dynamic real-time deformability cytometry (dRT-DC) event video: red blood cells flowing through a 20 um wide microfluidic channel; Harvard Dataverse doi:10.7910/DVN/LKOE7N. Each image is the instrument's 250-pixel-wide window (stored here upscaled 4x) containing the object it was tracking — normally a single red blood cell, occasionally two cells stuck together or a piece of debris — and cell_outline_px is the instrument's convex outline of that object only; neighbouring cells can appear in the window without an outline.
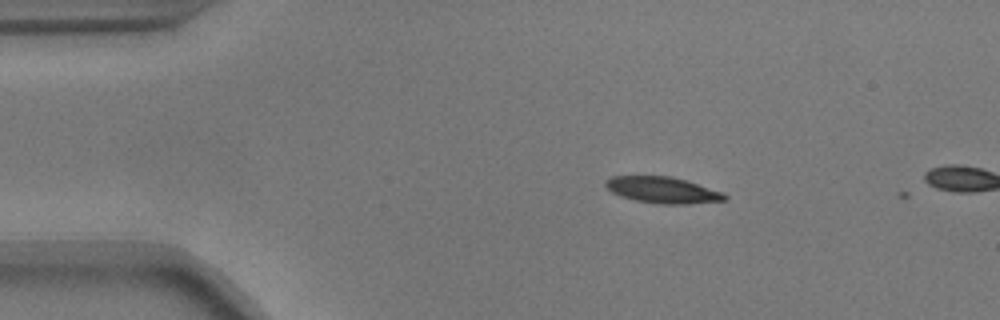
{"species": "common noctule bat (a hibernating species)", "species_latin": "Nyctalus noctula", "temperature_condition": "warm", "stored_images_in_passage": 2, "camera_frame_rate_fps": 3000, "um_per_image_px": 0.085, "animal": {"sex": "male", "body_mass_g": 17.9}, "frame": {"image": 1, "passage_image": 1, "time_ms": 0.0, "image_size_px": [1000, 320], "cell_outline_px": [[728, 200], [688, 204], [660, 204], [636, 200], [620, 196], [604, 188], [604, 180], [612, 176], [672, 176], [724, 192], [728, 196]], "centroid_in_image_um": [56.31, 16.15], "position_along_channel_um": 28.7, "area_um2": 18.44}}